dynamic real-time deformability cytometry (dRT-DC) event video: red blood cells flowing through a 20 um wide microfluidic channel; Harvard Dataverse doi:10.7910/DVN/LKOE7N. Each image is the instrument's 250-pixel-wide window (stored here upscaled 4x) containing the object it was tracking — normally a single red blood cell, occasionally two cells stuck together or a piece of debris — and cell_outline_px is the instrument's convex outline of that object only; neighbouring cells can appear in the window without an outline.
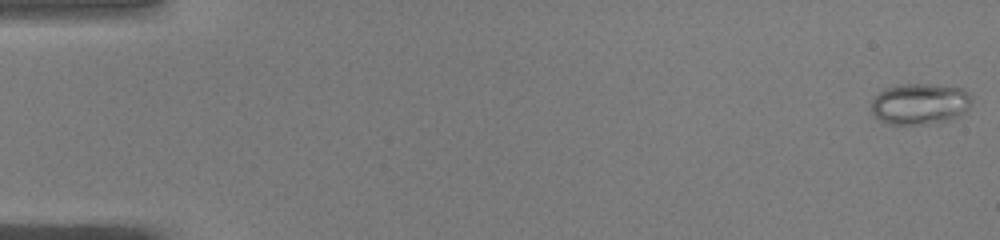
{"species": "common noctule bat (a hibernating species)", "species_latin": "Nyctalus noctula", "temperature_condition": "warm", "stored_images_in_passage": 17, "camera_frame_rate_fps": 3000, "um_per_image_px": 0.085, "animal": {"sex": "male", "body_mass_g": 19.0, "forearm_length_mm": 50.8}, "frame": {"image": 1, "passage_image": 1, "time_ms": 0.0, "image_size_px": [1000, 240], "cell_outline_px": [[972, 104], [960, 116], [952, 120], [920, 124], [888, 124], [880, 120], [872, 112], [872, 100], [880, 92], [888, 88], [900, 84], [928, 84], [960, 88], [972, 96]], "centroid_in_image_um": [78.22, 8.84], "position_along_channel_um": 6.8, "area_um2": 23.93}}